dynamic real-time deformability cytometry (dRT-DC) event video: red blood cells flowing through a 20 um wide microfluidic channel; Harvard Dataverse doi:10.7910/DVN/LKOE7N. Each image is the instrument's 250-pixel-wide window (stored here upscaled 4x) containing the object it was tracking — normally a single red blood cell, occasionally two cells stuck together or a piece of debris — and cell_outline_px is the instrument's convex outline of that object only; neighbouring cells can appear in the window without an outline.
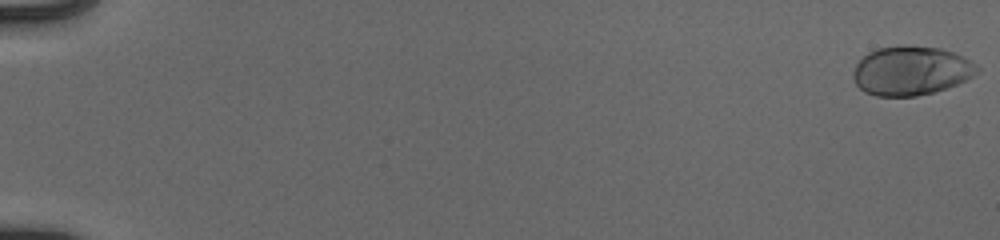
{"species": "human", "species_latin": "Homo sapiens", "temperature_condition": "cold", "stored_images_in_passage": 55, "camera_frame_rate_fps": 3000, "um_per_image_px": 0.085, "donor": {"sex": "male"}, "frame": {"image": 1, "passage_image": 1, "time_ms": 0.0, "image_size_px": [1000, 240], "cell_outline_px": [[980, 68], [972, 76], [956, 84], [932, 92], [916, 96], [876, 96], [864, 92], [856, 84], [852, 76], [856, 64], [868, 52], [876, 48], [940, 48], [964, 56], [976, 64]], "centroid_in_image_um": [77.42, 6.04], "position_along_channel_um": 7.6, "area_um2": 34.56}}
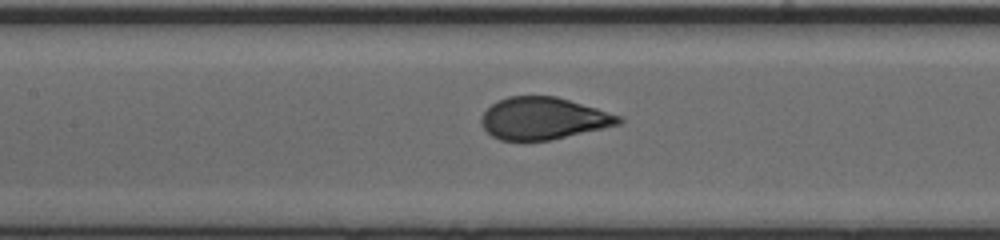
{"frame": {"image": 2, "passage_image": 28, "time_ms": 9.0, "image_size_px": [1000, 240], "cell_outline_px": [[624, 120], [620, 124], [552, 140], [500, 140], [492, 136], [480, 124], [480, 116], [492, 104], [508, 96], [556, 96], [596, 108], [620, 116]], "centroid_in_image_um": [46.16, 10.07], "position_along_channel_um": 161.2, "area_um2": 33.52}}
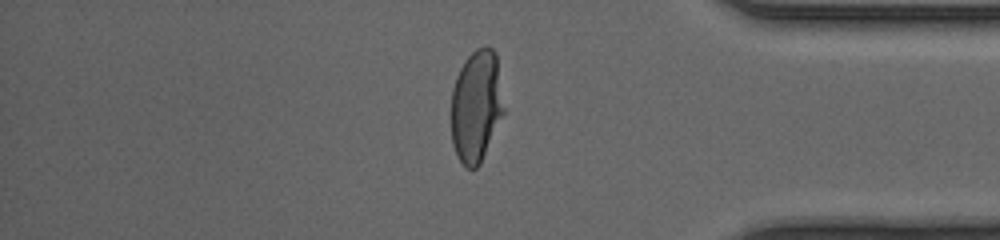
{"frame": {"image": 3, "passage_image": 47, "time_ms": 15.333, "image_size_px": [1000, 240], "cell_outline_px": [[504, 112], [480, 164], [476, 168], [468, 168], [460, 160], [452, 144], [452, 88], [456, 76], [464, 60], [476, 48], [492, 48], [496, 52], [504, 108]], "centroid_in_image_um": [40.48, 9.0], "position_along_channel_um": 394.7, "area_um2": 34.1}, "authors_computed_cell_mechanics": {"area_um2": 34.4488, "velocity_mm_per_s": 3.9455, "shape_relaxation_time_tau1_ms": 3.4118, "shape_relaxation_time_tau2_ms": null, "deformation_change_tau1": 0.1927, "deformation_change_tau2": null}}